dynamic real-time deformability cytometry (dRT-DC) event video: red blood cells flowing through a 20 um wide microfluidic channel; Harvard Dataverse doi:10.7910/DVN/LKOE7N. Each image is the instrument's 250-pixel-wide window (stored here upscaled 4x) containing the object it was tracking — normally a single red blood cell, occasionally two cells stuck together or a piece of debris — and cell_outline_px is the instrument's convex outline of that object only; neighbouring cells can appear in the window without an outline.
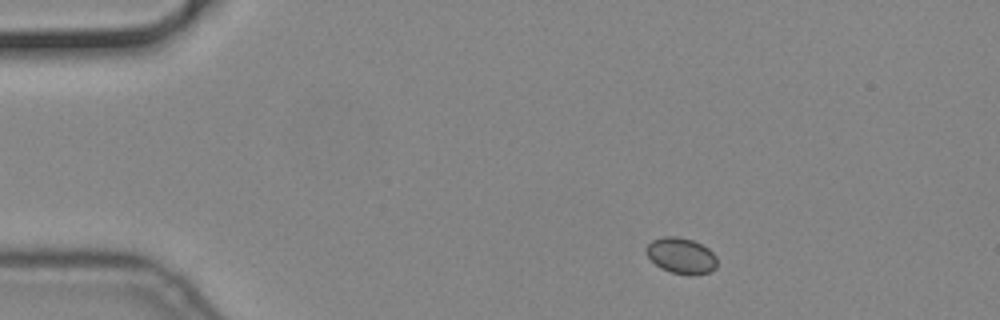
{"species": "common noctule bat (a hibernating species)", "species_latin": "Nyctalus noctula", "temperature_condition": "cold", "stored_images_in_passage": 11, "camera_frame_rate_fps": 3000, "um_per_image_px": 0.085, "animal": {"sex": "male", "body_mass_g": 19.2, "forearm_length_mm": 51.8}, "frame": {"image": 1, "passage_image": 2, "time_ms": 0.333, "image_size_px": [1000, 320], "cell_outline_px": [[716, 268], [708, 272], [668, 272], [660, 268], [644, 252], [644, 248], [652, 240], [664, 236], [676, 236], [692, 240], [708, 248], [716, 256]], "centroid_in_image_um": [57.84, 21.68], "position_along_channel_um": 27.2, "area_um2": 14.39}}
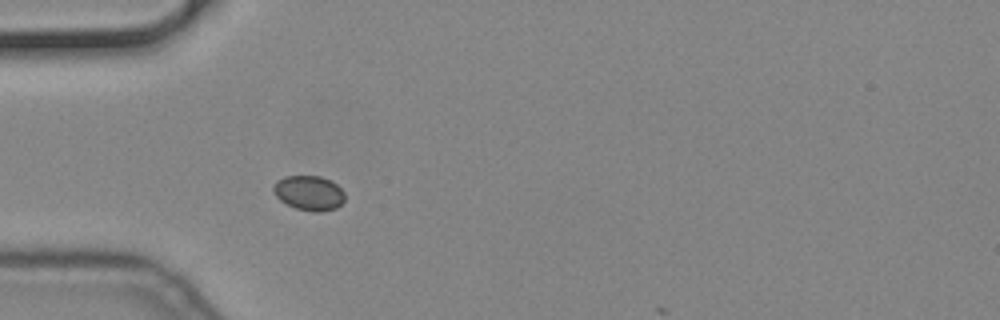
{"frame": {"image": 2, "passage_image": 10, "time_ms": 3.0, "image_size_px": [1000, 320], "cell_outline_px": [[344, 200], [336, 208], [320, 212], [312, 212], [296, 208], [280, 200], [276, 196], [272, 188], [276, 180], [284, 176], [320, 176], [336, 184], [344, 192]], "centroid_in_image_um": [26.25, 16.4], "position_along_channel_um": 58.8, "area_um2": 14.39}}